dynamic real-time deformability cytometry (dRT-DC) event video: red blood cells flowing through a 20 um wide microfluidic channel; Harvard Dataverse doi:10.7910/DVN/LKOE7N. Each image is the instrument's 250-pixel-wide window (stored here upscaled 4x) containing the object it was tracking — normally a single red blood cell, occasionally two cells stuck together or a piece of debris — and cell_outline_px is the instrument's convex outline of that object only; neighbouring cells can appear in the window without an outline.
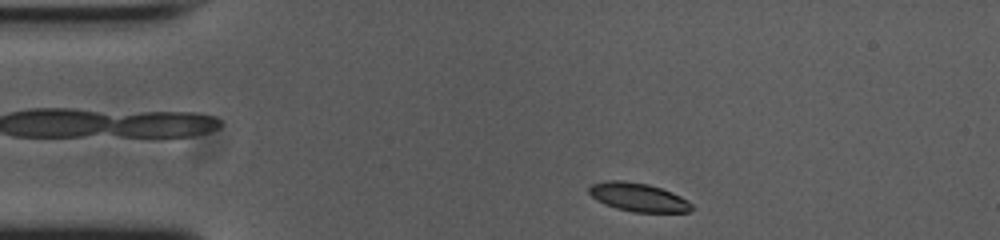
{"species": "common noctule bat (a hibernating species)", "species_latin": "Nyctalus noctula", "temperature_condition": "cold", "stored_images_in_passage": 47, "camera_frame_rate_fps": 3000, "um_per_image_px": 0.085, "animal": {"sex": "female", "body_mass_g": 23.0, "forearm_length_mm": 53.4}, "frame": {"image": 1, "passage_image": 2, "time_ms": 0.333, "image_size_px": [1000, 240], "cell_outline_px": [[692, 208], [688, 212], [632, 212], [616, 208], [604, 204], [596, 200], [588, 192], [588, 188], [592, 184], [608, 180], [624, 180], [648, 184], [672, 192], [688, 200], [692, 204]], "centroid_in_image_um": [54.23, 16.76], "position_along_channel_um": 30.8, "area_um2": 17.11}}
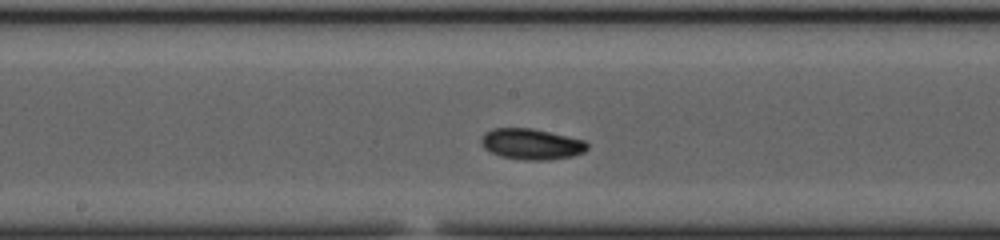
{"frame": {"image": 2, "passage_image": 20, "time_ms": 6.333, "image_size_px": [1000, 240], "cell_outline_px": [[588, 148], [584, 152], [572, 156], [548, 160], [524, 160], [500, 156], [484, 148], [480, 144], [480, 140], [484, 132], [492, 128], [532, 128], [584, 140], [588, 144]], "centroid_in_image_um": [45.14, 12.24], "position_along_channel_um": 203.1, "area_um2": 19.13}}
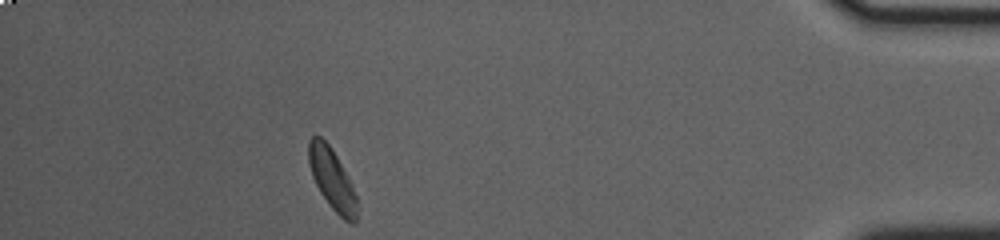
{"frame": {"image": 3, "passage_image": 41, "time_ms": 13.333, "image_size_px": [1000, 240], "cell_outline_px": [[356, 224], [352, 224], [344, 220], [332, 208], [320, 192], [312, 176], [308, 164], [308, 140], [312, 136], [320, 136], [332, 148], [348, 176], [356, 196]], "centroid_in_image_um": [28.2, 15.21], "position_along_channel_um": 407.0, "area_um2": 17.11}, "authors_computed_cell_mechanics": {"area_um2": 17.6868, "velocity_mm_per_s": 3.7015, "shape_relaxation_time_tau1_ms": 3.0263, "shape_relaxation_time_tau2_ms": 2.5556, "deformation_change_tau1": 0.1228, "deformation_change_tau2": 0.0593}}